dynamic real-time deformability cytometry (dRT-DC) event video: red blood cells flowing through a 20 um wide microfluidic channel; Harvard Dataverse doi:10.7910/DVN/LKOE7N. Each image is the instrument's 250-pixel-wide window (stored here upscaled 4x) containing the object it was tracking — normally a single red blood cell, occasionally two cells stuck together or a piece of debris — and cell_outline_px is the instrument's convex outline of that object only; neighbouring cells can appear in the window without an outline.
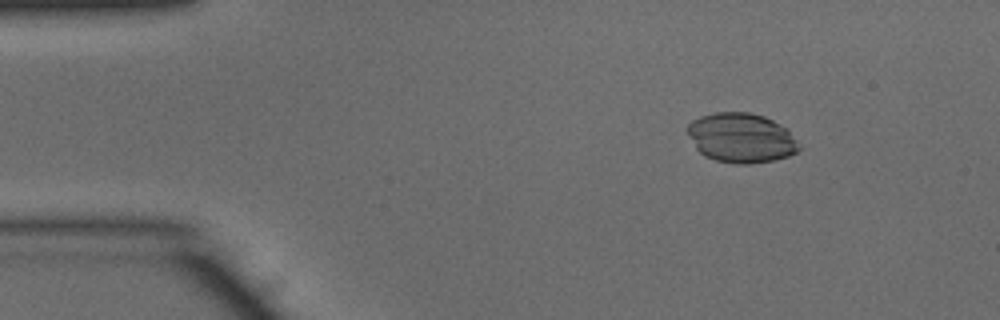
{"species": "common noctule bat (a hibernating species)", "species_latin": "Nyctalus noctula", "temperature_condition": "warm", "stored_images_in_passage": 20, "camera_frame_rate_fps": 3000, "um_per_image_px": 0.085, "animal": {"sex": "male", "body_mass_g": 15.6}, "frame": {"image": 1, "passage_image": 6, "time_ms": 1.667, "image_size_px": [1000, 320], "cell_outline_px": [[800, 148], [796, 152], [788, 156], [772, 160], [748, 164], [736, 164], [716, 160], [704, 156], [696, 148], [688, 132], [688, 124], [692, 120], [700, 116], [716, 112], [748, 112], [764, 116], [780, 124], [796, 140]], "centroid_in_image_um": [62.98, 11.72], "position_along_channel_um": 22.0, "area_um2": 31.91}}